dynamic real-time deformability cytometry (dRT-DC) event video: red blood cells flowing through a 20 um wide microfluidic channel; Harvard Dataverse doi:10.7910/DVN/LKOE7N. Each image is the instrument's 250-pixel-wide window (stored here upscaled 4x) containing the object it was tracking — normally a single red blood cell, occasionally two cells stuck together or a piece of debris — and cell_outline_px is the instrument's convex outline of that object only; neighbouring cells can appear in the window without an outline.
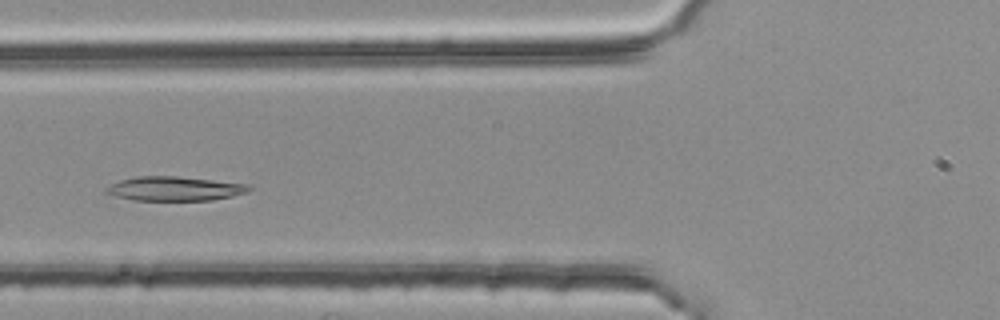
{"species": "common noctule bat (a hibernating species)", "species_latin": "Nyctalus noctula", "temperature_condition": "room temperature", "stored_images_in_passage": 40, "camera_frame_rate_fps": 3000, "um_per_image_px": 0.085, "animal": {"sex": "female", "body_mass_g": 25.1}, "frame": {"image": 1, "passage_image": 11, "time_ms": 3.333, "image_size_px": [1000, 320], "cell_outline_px": [[252, 188], [248, 192], [232, 196], [212, 200], [132, 200], [116, 196], [104, 192], [104, 188], [120, 180], [136, 176], [176, 176], [248, 184]], "centroid_in_image_um": [14.83, 16.03], "position_along_channel_um": 111.0, "area_um2": 20.11}}
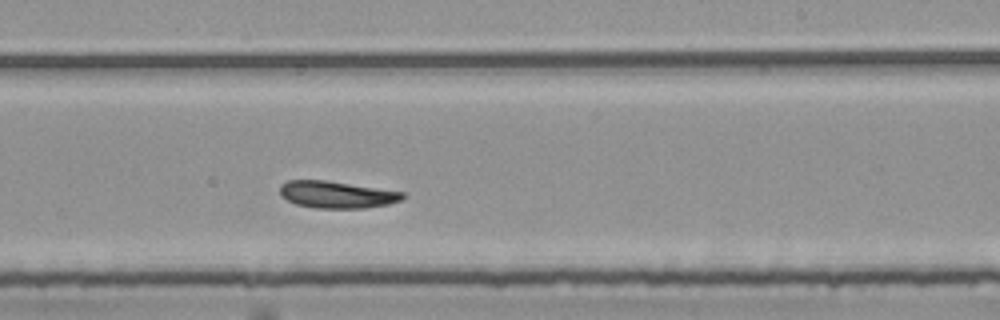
{"frame": {"image": 2, "passage_image": 23, "time_ms": 7.333, "image_size_px": [1000, 320], "cell_outline_px": [[404, 196], [400, 200], [388, 204], [364, 208], [316, 208], [296, 204], [280, 196], [280, 184], [288, 180], [324, 180], [404, 192]], "centroid_in_image_um": [28.58, 16.54], "position_along_channel_um": 260.4, "area_um2": 19.13}}
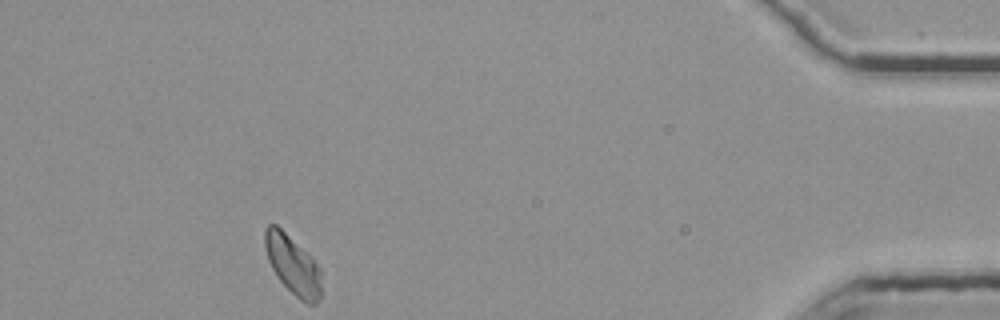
{"frame": {"image": 3, "passage_image": 40, "time_ms": 13.0, "image_size_px": [1000, 320], "cell_outline_px": [[320, 296], [316, 304], [308, 304], [300, 300], [276, 276], [268, 260], [264, 244], [264, 228], [268, 224], [276, 224], [312, 256], [320, 268]], "centroid_in_image_um": [24.87, 22.49], "position_along_channel_um": 410.3, "area_um2": 19.36}}